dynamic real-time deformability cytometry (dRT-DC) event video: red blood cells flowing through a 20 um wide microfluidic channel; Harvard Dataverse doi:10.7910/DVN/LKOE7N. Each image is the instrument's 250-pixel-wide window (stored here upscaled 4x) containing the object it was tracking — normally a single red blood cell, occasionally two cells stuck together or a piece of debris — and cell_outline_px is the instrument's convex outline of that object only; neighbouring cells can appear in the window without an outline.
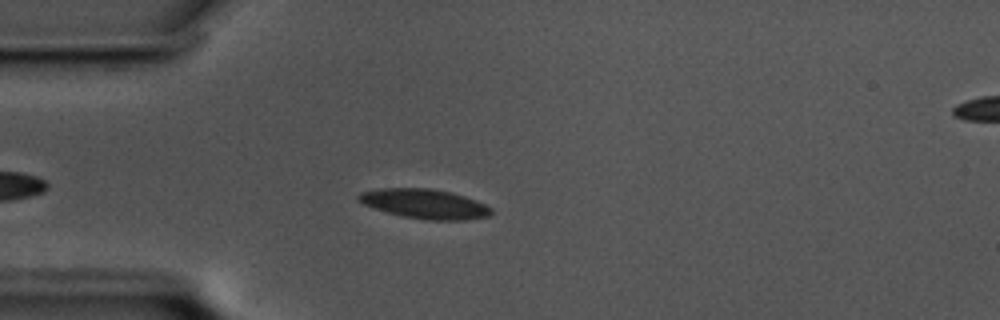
{"species": "common noctule bat (a hibernating species)", "species_latin": "Nyctalus noctula", "temperature_condition": "cold", "stored_images_in_passage": 44, "camera_frame_rate_fps": 3000, "um_per_image_px": 0.085, "animal": {"sex": "male", "body_mass_g": 17.5, "forearm_length_mm": 52.3}, "frame": {"image": 1, "passage_image": 5, "time_ms": 1.333, "image_size_px": [1000, 320], "cell_outline_px": [[492, 212], [488, 216], [464, 220], [428, 220], [404, 216], [388, 212], [364, 204], [356, 200], [356, 196], [360, 192], [380, 188], [428, 188], [452, 192], [476, 200], [492, 208]], "centroid_in_image_um": [36.09, 17.31], "position_along_channel_um": 48.9, "area_um2": 22.72}}
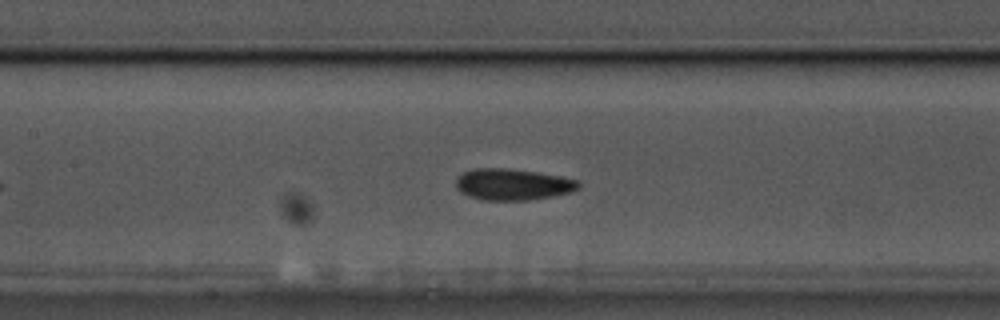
{"frame": {"image": 2, "passage_image": 16, "time_ms": 5.0, "image_size_px": [1000, 320], "cell_outline_px": [[580, 188], [572, 192], [552, 196], [528, 200], [484, 200], [468, 196], [460, 192], [456, 188], [456, 176], [472, 168], [504, 168], [536, 172], [560, 176], [576, 180], [580, 184]], "centroid_in_image_um": [43.55, 15.67], "position_along_channel_um": 163.9, "area_um2": 22.48}}
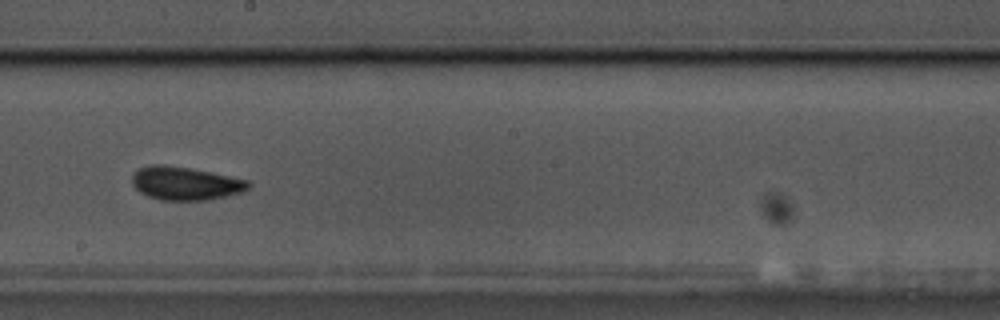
{"frame": {"image": 3, "passage_image": 22, "time_ms": 7.0, "image_size_px": [1000, 320], "cell_outline_px": [[252, 184], [244, 192], [208, 200], [160, 200], [148, 196], [140, 192], [132, 184], [132, 176], [140, 168], [152, 164], [164, 164], [188, 168], [248, 180]], "centroid_in_image_um": [15.76, 15.6], "position_along_channel_um": 232.4, "area_um2": 22.43}, "authors_computed_cell_mechanics": {"area_um2": 21.7617, "velocity_mm_per_s": 3.4506, "shape_relaxation_time_tau1_ms": 2.7161, "shape_relaxation_time_tau2_ms": 2.4208, "deformation_change_tau1": 0.0907, "deformation_change_tau2": 0.0878}}